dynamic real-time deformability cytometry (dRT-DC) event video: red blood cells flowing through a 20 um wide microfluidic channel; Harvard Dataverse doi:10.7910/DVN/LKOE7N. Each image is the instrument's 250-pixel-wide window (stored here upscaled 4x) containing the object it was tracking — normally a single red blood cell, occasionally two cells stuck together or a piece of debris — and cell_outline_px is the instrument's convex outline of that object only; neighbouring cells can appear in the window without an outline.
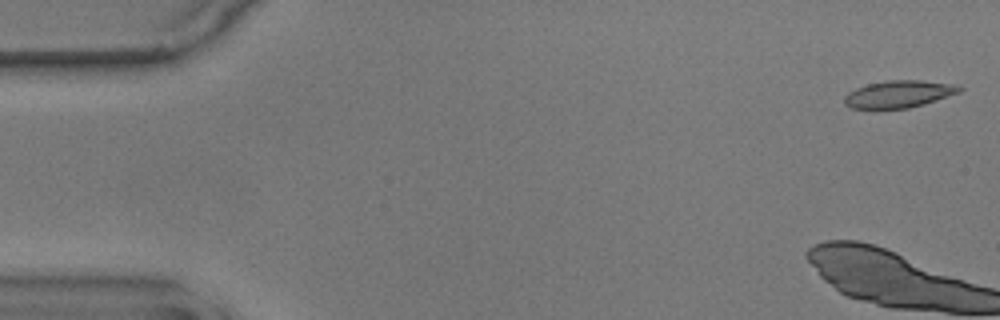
{"species": "common noctule bat (a hibernating species)", "species_latin": "Nyctalus noctula", "temperature_condition": "warm", "stored_images_in_passage": 17, "camera_frame_rate_fps": 3000, "um_per_image_px": 0.085, "animal": {"sex": "male", "body_mass_g": 17.9}, "frame": {"image": 1, "passage_image": 1, "time_ms": 0.0, "image_size_px": [1000, 320], "cell_outline_px": [[964, 88], [960, 92], [924, 104], [908, 108], [872, 112], [852, 108], [844, 104], [844, 96], [848, 92], [856, 88], [868, 84], [884, 80], [920, 80], [956, 84]], "centroid_in_image_um": [76.33, 8.04], "position_along_channel_um": 8.7, "area_um2": 19.02}}